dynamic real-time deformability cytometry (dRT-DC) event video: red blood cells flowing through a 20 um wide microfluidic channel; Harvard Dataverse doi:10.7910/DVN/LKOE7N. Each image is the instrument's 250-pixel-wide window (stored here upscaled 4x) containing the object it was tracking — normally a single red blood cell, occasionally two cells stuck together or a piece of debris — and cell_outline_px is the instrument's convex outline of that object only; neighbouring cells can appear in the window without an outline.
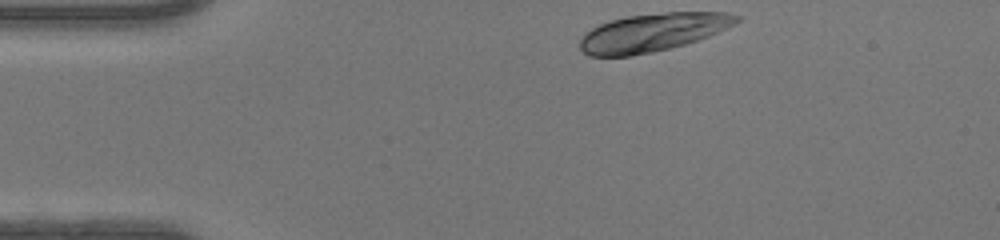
{"species": "human", "species_latin": "Homo sapiens", "temperature_condition": "warm", "stored_images_in_passage": 32, "camera_frame_rate_fps": 3000, "um_per_image_px": 0.085, "donor": {"sex": "female"}, "frame": {"image": 1, "passage_image": 1, "time_ms": 0.0, "image_size_px": [1000, 240], "cell_outline_px": [[744, 16], [736, 24], [708, 36], [684, 44], [652, 52], [628, 56], [588, 56], [580, 48], [580, 40], [592, 28], [600, 24], [612, 20], [628, 16], [664, 12], [728, 12]], "centroid_in_image_um": [55.53, 2.74], "position_along_channel_um": 29.5, "area_um2": 34.56}}
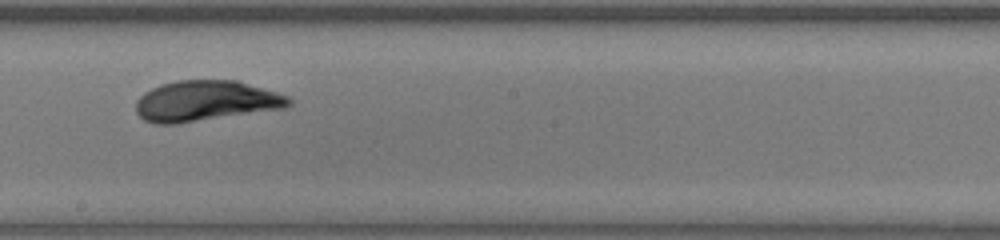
{"frame": {"image": 2, "passage_image": 19, "time_ms": 6.0, "image_size_px": [1000, 240], "cell_outline_px": [[292, 104], [288, 108], [176, 124], [156, 124], [144, 120], [136, 112], [136, 100], [144, 92], [160, 84], [176, 80], [236, 80], [276, 92], [288, 96], [292, 100]], "centroid_in_image_um": [17.49, 8.59], "position_along_channel_um": 230.7, "area_um2": 36.41}}
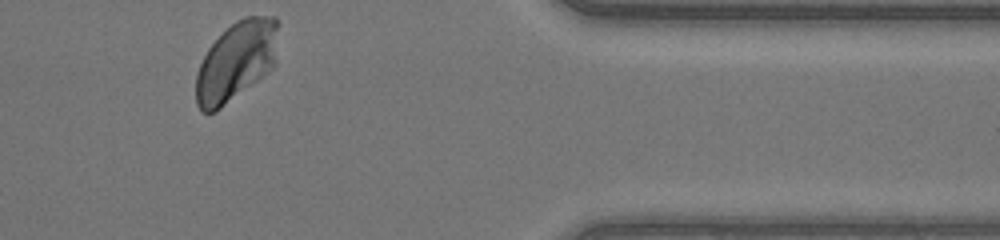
{"frame": {"image": 3, "passage_image": 32, "time_ms": 10.333, "image_size_px": [1000, 240], "cell_outline_px": [[276, 64], [272, 68], [216, 112], [200, 112], [196, 104], [196, 72], [208, 48], [236, 20], [244, 16], [276, 16]], "centroid_in_image_um": [20.05, 5.22], "position_along_channel_um": 391.4, "area_um2": 37.57}, "authors_computed_cell_mechanics": {"area_um2": 35.0846, "velocity_mm_per_s": 4.3264, "shape_relaxation_time_tau1_ms": 3.0342, "shape_relaxation_time_tau2_ms": null, "deformation_change_tau1": 0.139, "deformation_change_tau2": null}}